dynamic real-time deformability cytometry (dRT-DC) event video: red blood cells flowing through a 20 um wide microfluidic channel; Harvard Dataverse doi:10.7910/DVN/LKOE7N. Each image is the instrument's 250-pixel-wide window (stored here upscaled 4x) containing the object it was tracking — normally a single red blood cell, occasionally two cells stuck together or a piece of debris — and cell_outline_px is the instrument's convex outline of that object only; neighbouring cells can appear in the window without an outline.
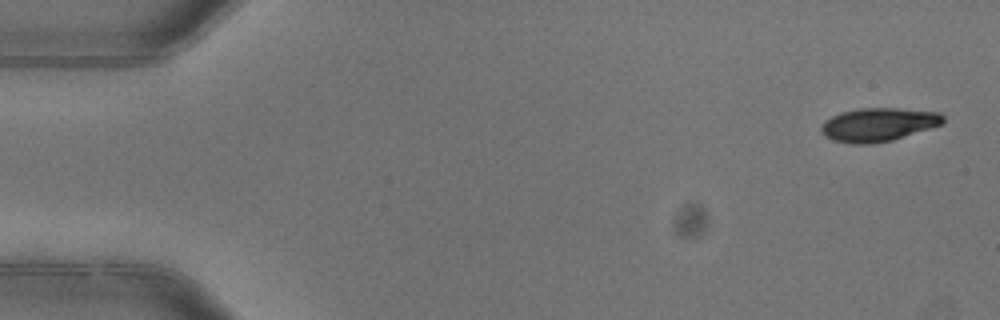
{"species": "common noctule bat (a hibernating species)", "species_latin": "Nyctalus noctula", "temperature_condition": "warm", "stored_images_in_passage": 5, "camera_frame_rate_fps": 3000, "um_per_image_px": 0.085, "animal": {"sex": "female"}, "frame": {"image": 1, "passage_image": 1, "time_ms": 0.0, "image_size_px": [1000, 320], "cell_outline_px": [[944, 124], [892, 140], [872, 144], [856, 144], [832, 140], [824, 136], [820, 128], [824, 120], [840, 112], [860, 108], [896, 108], [940, 112], [944, 116]], "centroid_in_image_um": [74.66, 10.59], "position_along_channel_um": 10.3, "area_um2": 23.93}}